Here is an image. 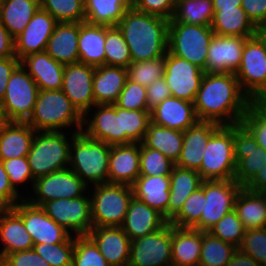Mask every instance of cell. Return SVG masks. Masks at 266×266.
I'll list each match as a JSON object with an SVG mask.
<instances>
[{"instance_id":"f907efd6","label":"cell","mask_w":266,"mask_h":266,"mask_svg":"<svg viewBox=\"0 0 266 266\" xmlns=\"http://www.w3.org/2000/svg\"><path fill=\"white\" fill-rule=\"evenodd\" d=\"M207 232L217 238H220L222 241L230 243L236 248H239L241 246L246 229L242 224V221L238 218L237 212L232 210Z\"/></svg>"},{"instance_id":"2e32d148","label":"cell","mask_w":266,"mask_h":266,"mask_svg":"<svg viewBox=\"0 0 266 266\" xmlns=\"http://www.w3.org/2000/svg\"><path fill=\"white\" fill-rule=\"evenodd\" d=\"M205 72L191 62L165 54L164 79L173 97L194 103Z\"/></svg>"},{"instance_id":"be15d7a7","label":"cell","mask_w":266,"mask_h":266,"mask_svg":"<svg viewBox=\"0 0 266 266\" xmlns=\"http://www.w3.org/2000/svg\"><path fill=\"white\" fill-rule=\"evenodd\" d=\"M20 64L17 57L0 58V101L5 96L8 80L14 69Z\"/></svg>"},{"instance_id":"74e56055","label":"cell","mask_w":266,"mask_h":266,"mask_svg":"<svg viewBox=\"0 0 266 266\" xmlns=\"http://www.w3.org/2000/svg\"><path fill=\"white\" fill-rule=\"evenodd\" d=\"M234 210L246 231L266 227V199L262 192H253L242 187Z\"/></svg>"},{"instance_id":"6da1fadb","label":"cell","mask_w":266,"mask_h":266,"mask_svg":"<svg viewBox=\"0 0 266 266\" xmlns=\"http://www.w3.org/2000/svg\"><path fill=\"white\" fill-rule=\"evenodd\" d=\"M251 99L234 73H206L194 100L198 120L235 125L246 114Z\"/></svg>"},{"instance_id":"f1b7e54d","label":"cell","mask_w":266,"mask_h":266,"mask_svg":"<svg viewBox=\"0 0 266 266\" xmlns=\"http://www.w3.org/2000/svg\"><path fill=\"white\" fill-rule=\"evenodd\" d=\"M79 22H58L46 47L47 54L64 65L79 62Z\"/></svg>"},{"instance_id":"f35d334b","label":"cell","mask_w":266,"mask_h":266,"mask_svg":"<svg viewBox=\"0 0 266 266\" xmlns=\"http://www.w3.org/2000/svg\"><path fill=\"white\" fill-rule=\"evenodd\" d=\"M142 143L148 148L160 151L176 163L182 151L183 132L151 122Z\"/></svg>"},{"instance_id":"1f68e13d","label":"cell","mask_w":266,"mask_h":266,"mask_svg":"<svg viewBox=\"0 0 266 266\" xmlns=\"http://www.w3.org/2000/svg\"><path fill=\"white\" fill-rule=\"evenodd\" d=\"M35 133L27 122H7L0 129V160L26 157Z\"/></svg>"},{"instance_id":"7402d4cb","label":"cell","mask_w":266,"mask_h":266,"mask_svg":"<svg viewBox=\"0 0 266 266\" xmlns=\"http://www.w3.org/2000/svg\"><path fill=\"white\" fill-rule=\"evenodd\" d=\"M87 236L110 266H128L131 240L121 227H93Z\"/></svg>"},{"instance_id":"6f0895ef","label":"cell","mask_w":266,"mask_h":266,"mask_svg":"<svg viewBox=\"0 0 266 266\" xmlns=\"http://www.w3.org/2000/svg\"><path fill=\"white\" fill-rule=\"evenodd\" d=\"M176 0H134L132 7L138 11L171 20Z\"/></svg>"},{"instance_id":"836d02e7","label":"cell","mask_w":266,"mask_h":266,"mask_svg":"<svg viewBox=\"0 0 266 266\" xmlns=\"http://www.w3.org/2000/svg\"><path fill=\"white\" fill-rule=\"evenodd\" d=\"M106 26L79 22V62L93 67L105 65Z\"/></svg>"},{"instance_id":"d6a6232c","label":"cell","mask_w":266,"mask_h":266,"mask_svg":"<svg viewBox=\"0 0 266 266\" xmlns=\"http://www.w3.org/2000/svg\"><path fill=\"white\" fill-rule=\"evenodd\" d=\"M202 231L172 225V266H199Z\"/></svg>"},{"instance_id":"8c879c8a","label":"cell","mask_w":266,"mask_h":266,"mask_svg":"<svg viewBox=\"0 0 266 266\" xmlns=\"http://www.w3.org/2000/svg\"><path fill=\"white\" fill-rule=\"evenodd\" d=\"M263 42H264V45H265V48H266V37H259Z\"/></svg>"},{"instance_id":"e575fe53","label":"cell","mask_w":266,"mask_h":266,"mask_svg":"<svg viewBox=\"0 0 266 266\" xmlns=\"http://www.w3.org/2000/svg\"><path fill=\"white\" fill-rule=\"evenodd\" d=\"M211 28L216 35L251 38L258 28L251 22L241 6L214 9Z\"/></svg>"},{"instance_id":"7dc6e473","label":"cell","mask_w":266,"mask_h":266,"mask_svg":"<svg viewBox=\"0 0 266 266\" xmlns=\"http://www.w3.org/2000/svg\"><path fill=\"white\" fill-rule=\"evenodd\" d=\"M174 166L160 151L140 143V176H170Z\"/></svg>"},{"instance_id":"680465c9","label":"cell","mask_w":266,"mask_h":266,"mask_svg":"<svg viewBox=\"0 0 266 266\" xmlns=\"http://www.w3.org/2000/svg\"><path fill=\"white\" fill-rule=\"evenodd\" d=\"M0 266H50L34 249L17 251L6 255Z\"/></svg>"},{"instance_id":"f6af8a7d","label":"cell","mask_w":266,"mask_h":266,"mask_svg":"<svg viewBox=\"0 0 266 266\" xmlns=\"http://www.w3.org/2000/svg\"><path fill=\"white\" fill-rule=\"evenodd\" d=\"M40 8L58 22H84V0H39Z\"/></svg>"},{"instance_id":"bcb514c9","label":"cell","mask_w":266,"mask_h":266,"mask_svg":"<svg viewBox=\"0 0 266 266\" xmlns=\"http://www.w3.org/2000/svg\"><path fill=\"white\" fill-rule=\"evenodd\" d=\"M240 123L266 151V100H251Z\"/></svg>"},{"instance_id":"44dd1931","label":"cell","mask_w":266,"mask_h":266,"mask_svg":"<svg viewBox=\"0 0 266 266\" xmlns=\"http://www.w3.org/2000/svg\"><path fill=\"white\" fill-rule=\"evenodd\" d=\"M248 38L214 35L207 53L206 73H236Z\"/></svg>"},{"instance_id":"03108f58","label":"cell","mask_w":266,"mask_h":266,"mask_svg":"<svg viewBox=\"0 0 266 266\" xmlns=\"http://www.w3.org/2000/svg\"><path fill=\"white\" fill-rule=\"evenodd\" d=\"M226 266H262L254 258L237 249Z\"/></svg>"},{"instance_id":"7bdbcfd3","label":"cell","mask_w":266,"mask_h":266,"mask_svg":"<svg viewBox=\"0 0 266 266\" xmlns=\"http://www.w3.org/2000/svg\"><path fill=\"white\" fill-rule=\"evenodd\" d=\"M105 65L128 68L131 63L129 47L117 26H106Z\"/></svg>"},{"instance_id":"ac0fdd59","label":"cell","mask_w":266,"mask_h":266,"mask_svg":"<svg viewBox=\"0 0 266 266\" xmlns=\"http://www.w3.org/2000/svg\"><path fill=\"white\" fill-rule=\"evenodd\" d=\"M92 109L95 112L91 115L93 118L89 119L88 115ZM81 131L89 138L111 146L123 144L122 108L115 104L94 105L83 115Z\"/></svg>"},{"instance_id":"cb8c5ba5","label":"cell","mask_w":266,"mask_h":266,"mask_svg":"<svg viewBox=\"0 0 266 266\" xmlns=\"http://www.w3.org/2000/svg\"><path fill=\"white\" fill-rule=\"evenodd\" d=\"M140 176V143L112 145L108 183L132 185Z\"/></svg>"},{"instance_id":"8992f818","label":"cell","mask_w":266,"mask_h":266,"mask_svg":"<svg viewBox=\"0 0 266 266\" xmlns=\"http://www.w3.org/2000/svg\"><path fill=\"white\" fill-rule=\"evenodd\" d=\"M214 35L211 26L185 24L171 19L168 51L206 72L208 48Z\"/></svg>"},{"instance_id":"d6986e66","label":"cell","mask_w":266,"mask_h":266,"mask_svg":"<svg viewBox=\"0 0 266 266\" xmlns=\"http://www.w3.org/2000/svg\"><path fill=\"white\" fill-rule=\"evenodd\" d=\"M94 71L95 67L81 62L66 64L64 68L61 90L82 115L95 105Z\"/></svg>"},{"instance_id":"b9f144b4","label":"cell","mask_w":266,"mask_h":266,"mask_svg":"<svg viewBox=\"0 0 266 266\" xmlns=\"http://www.w3.org/2000/svg\"><path fill=\"white\" fill-rule=\"evenodd\" d=\"M234 245L202 231V247L199 266H226L235 254Z\"/></svg>"},{"instance_id":"e7e4bbea","label":"cell","mask_w":266,"mask_h":266,"mask_svg":"<svg viewBox=\"0 0 266 266\" xmlns=\"http://www.w3.org/2000/svg\"><path fill=\"white\" fill-rule=\"evenodd\" d=\"M16 57L14 38L0 22V58Z\"/></svg>"},{"instance_id":"a7ac6f4b","label":"cell","mask_w":266,"mask_h":266,"mask_svg":"<svg viewBox=\"0 0 266 266\" xmlns=\"http://www.w3.org/2000/svg\"><path fill=\"white\" fill-rule=\"evenodd\" d=\"M242 0H213V9H229L241 6Z\"/></svg>"},{"instance_id":"ba28073f","label":"cell","mask_w":266,"mask_h":266,"mask_svg":"<svg viewBox=\"0 0 266 266\" xmlns=\"http://www.w3.org/2000/svg\"><path fill=\"white\" fill-rule=\"evenodd\" d=\"M236 167L233 125H221L209 138L197 172L203 181L234 180Z\"/></svg>"},{"instance_id":"8fae6325","label":"cell","mask_w":266,"mask_h":266,"mask_svg":"<svg viewBox=\"0 0 266 266\" xmlns=\"http://www.w3.org/2000/svg\"><path fill=\"white\" fill-rule=\"evenodd\" d=\"M242 186L235 180H204V206L194 229L207 232L227 213L234 210Z\"/></svg>"},{"instance_id":"484cf974","label":"cell","mask_w":266,"mask_h":266,"mask_svg":"<svg viewBox=\"0 0 266 266\" xmlns=\"http://www.w3.org/2000/svg\"><path fill=\"white\" fill-rule=\"evenodd\" d=\"M20 64L36 82L39 90H60L65 65L50 57L46 51L24 57Z\"/></svg>"},{"instance_id":"f546056e","label":"cell","mask_w":266,"mask_h":266,"mask_svg":"<svg viewBox=\"0 0 266 266\" xmlns=\"http://www.w3.org/2000/svg\"><path fill=\"white\" fill-rule=\"evenodd\" d=\"M127 68L103 65L95 67L93 96L95 105H113L127 80Z\"/></svg>"},{"instance_id":"4dcf8cb0","label":"cell","mask_w":266,"mask_h":266,"mask_svg":"<svg viewBox=\"0 0 266 266\" xmlns=\"http://www.w3.org/2000/svg\"><path fill=\"white\" fill-rule=\"evenodd\" d=\"M131 187L135 198L158 210L168 221L170 176H139Z\"/></svg>"},{"instance_id":"ffe728a7","label":"cell","mask_w":266,"mask_h":266,"mask_svg":"<svg viewBox=\"0 0 266 266\" xmlns=\"http://www.w3.org/2000/svg\"><path fill=\"white\" fill-rule=\"evenodd\" d=\"M57 24L49 12L39 8L23 32L14 38L15 56L21 61L30 54L45 51Z\"/></svg>"},{"instance_id":"d4e9b609","label":"cell","mask_w":266,"mask_h":266,"mask_svg":"<svg viewBox=\"0 0 266 266\" xmlns=\"http://www.w3.org/2000/svg\"><path fill=\"white\" fill-rule=\"evenodd\" d=\"M168 221L158 210L149 207L140 199L132 197L128 211L120 226L130 240L146 236L163 228Z\"/></svg>"},{"instance_id":"3957f363","label":"cell","mask_w":266,"mask_h":266,"mask_svg":"<svg viewBox=\"0 0 266 266\" xmlns=\"http://www.w3.org/2000/svg\"><path fill=\"white\" fill-rule=\"evenodd\" d=\"M27 123L35 131H62L83 127V115L60 90H39L34 110Z\"/></svg>"},{"instance_id":"753ad0ef","label":"cell","mask_w":266,"mask_h":266,"mask_svg":"<svg viewBox=\"0 0 266 266\" xmlns=\"http://www.w3.org/2000/svg\"><path fill=\"white\" fill-rule=\"evenodd\" d=\"M262 193H263V195H264V197L266 199V190H264Z\"/></svg>"},{"instance_id":"db71d44e","label":"cell","mask_w":266,"mask_h":266,"mask_svg":"<svg viewBox=\"0 0 266 266\" xmlns=\"http://www.w3.org/2000/svg\"><path fill=\"white\" fill-rule=\"evenodd\" d=\"M114 104L126 110H149L146 87L127 78L125 86Z\"/></svg>"},{"instance_id":"816d5d0a","label":"cell","mask_w":266,"mask_h":266,"mask_svg":"<svg viewBox=\"0 0 266 266\" xmlns=\"http://www.w3.org/2000/svg\"><path fill=\"white\" fill-rule=\"evenodd\" d=\"M33 249L50 266H72L74 235L66 242L58 244H34Z\"/></svg>"},{"instance_id":"8d00e7d4","label":"cell","mask_w":266,"mask_h":266,"mask_svg":"<svg viewBox=\"0 0 266 266\" xmlns=\"http://www.w3.org/2000/svg\"><path fill=\"white\" fill-rule=\"evenodd\" d=\"M39 8V0H1L0 22L16 38Z\"/></svg>"},{"instance_id":"4fadbf2b","label":"cell","mask_w":266,"mask_h":266,"mask_svg":"<svg viewBox=\"0 0 266 266\" xmlns=\"http://www.w3.org/2000/svg\"><path fill=\"white\" fill-rule=\"evenodd\" d=\"M89 188L90 185L88 186L70 168L60 169L36 178L32 189L34 195L26 196L25 199L33 205L41 206L46 201L78 198L86 194Z\"/></svg>"},{"instance_id":"603a6c76","label":"cell","mask_w":266,"mask_h":266,"mask_svg":"<svg viewBox=\"0 0 266 266\" xmlns=\"http://www.w3.org/2000/svg\"><path fill=\"white\" fill-rule=\"evenodd\" d=\"M220 126L211 121L197 120L184 131L182 151L175 165L197 171L201 167L209 138Z\"/></svg>"},{"instance_id":"52a82bcc","label":"cell","mask_w":266,"mask_h":266,"mask_svg":"<svg viewBox=\"0 0 266 266\" xmlns=\"http://www.w3.org/2000/svg\"><path fill=\"white\" fill-rule=\"evenodd\" d=\"M92 191L90 198L93 227H120L133 197L132 187L126 184L103 183L93 185Z\"/></svg>"},{"instance_id":"9c48e42d","label":"cell","mask_w":266,"mask_h":266,"mask_svg":"<svg viewBox=\"0 0 266 266\" xmlns=\"http://www.w3.org/2000/svg\"><path fill=\"white\" fill-rule=\"evenodd\" d=\"M39 93L36 82L19 64L12 72L1 101L8 122H27L33 113Z\"/></svg>"},{"instance_id":"5bb4252c","label":"cell","mask_w":266,"mask_h":266,"mask_svg":"<svg viewBox=\"0 0 266 266\" xmlns=\"http://www.w3.org/2000/svg\"><path fill=\"white\" fill-rule=\"evenodd\" d=\"M233 148L237 163L234 180L245 187L266 165V151L241 123L233 125Z\"/></svg>"},{"instance_id":"c3c4849f","label":"cell","mask_w":266,"mask_h":266,"mask_svg":"<svg viewBox=\"0 0 266 266\" xmlns=\"http://www.w3.org/2000/svg\"><path fill=\"white\" fill-rule=\"evenodd\" d=\"M204 206V181L184 202L180 212L169 222L180 228H193L201 218Z\"/></svg>"},{"instance_id":"7c38bea8","label":"cell","mask_w":266,"mask_h":266,"mask_svg":"<svg viewBox=\"0 0 266 266\" xmlns=\"http://www.w3.org/2000/svg\"><path fill=\"white\" fill-rule=\"evenodd\" d=\"M40 207L58 225L75 236H87L93 228L91 198L88 195L46 201Z\"/></svg>"},{"instance_id":"ee69618b","label":"cell","mask_w":266,"mask_h":266,"mask_svg":"<svg viewBox=\"0 0 266 266\" xmlns=\"http://www.w3.org/2000/svg\"><path fill=\"white\" fill-rule=\"evenodd\" d=\"M151 122L150 110L122 109L123 144L142 143Z\"/></svg>"},{"instance_id":"30bf717a","label":"cell","mask_w":266,"mask_h":266,"mask_svg":"<svg viewBox=\"0 0 266 266\" xmlns=\"http://www.w3.org/2000/svg\"><path fill=\"white\" fill-rule=\"evenodd\" d=\"M235 75L242 91L251 100H266V48L257 35L245 41Z\"/></svg>"},{"instance_id":"9a60e30c","label":"cell","mask_w":266,"mask_h":266,"mask_svg":"<svg viewBox=\"0 0 266 266\" xmlns=\"http://www.w3.org/2000/svg\"><path fill=\"white\" fill-rule=\"evenodd\" d=\"M172 225L131 241L128 266H172Z\"/></svg>"},{"instance_id":"ab89813d","label":"cell","mask_w":266,"mask_h":266,"mask_svg":"<svg viewBox=\"0 0 266 266\" xmlns=\"http://www.w3.org/2000/svg\"><path fill=\"white\" fill-rule=\"evenodd\" d=\"M131 6L128 0H84L85 22L116 26Z\"/></svg>"},{"instance_id":"94428289","label":"cell","mask_w":266,"mask_h":266,"mask_svg":"<svg viewBox=\"0 0 266 266\" xmlns=\"http://www.w3.org/2000/svg\"><path fill=\"white\" fill-rule=\"evenodd\" d=\"M146 91L147 106L150 111L159 103H162L166 98L172 96L169 90V86L164 77L157 79L153 83H151L148 87H146Z\"/></svg>"},{"instance_id":"d590c367","label":"cell","mask_w":266,"mask_h":266,"mask_svg":"<svg viewBox=\"0 0 266 266\" xmlns=\"http://www.w3.org/2000/svg\"><path fill=\"white\" fill-rule=\"evenodd\" d=\"M202 181L196 170L174 166L170 174L168 222L180 212L186 199L201 186Z\"/></svg>"},{"instance_id":"6125c7cd","label":"cell","mask_w":266,"mask_h":266,"mask_svg":"<svg viewBox=\"0 0 266 266\" xmlns=\"http://www.w3.org/2000/svg\"><path fill=\"white\" fill-rule=\"evenodd\" d=\"M241 7L257 28L266 21V0H242Z\"/></svg>"},{"instance_id":"9f6ffc18","label":"cell","mask_w":266,"mask_h":266,"mask_svg":"<svg viewBox=\"0 0 266 266\" xmlns=\"http://www.w3.org/2000/svg\"><path fill=\"white\" fill-rule=\"evenodd\" d=\"M2 163L7 175L9 176L10 184L17 193H19L18 185H22L26 182L29 183V181H31L33 189L35 178L31 173L27 156L11 158L2 161Z\"/></svg>"},{"instance_id":"11a10c76","label":"cell","mask_w":266,"mask_h":266,"mask_svg":"<svg viewBox=\"0 0 266 266\" xmlns=\"http://www.w3.org/2000/svg\"><path fill=\"white\" fill-rule=\"evenodd\" d=\"M238 249L266 266V227L247 230Z\"/></svg>"},{"instance_id":"e0dca14e","label":"cell","mask_w":266,"mask_h":266,"mask_svg":"<svg viewBox=\"0 0 266 266\" xmlns=\"http://www.w3.org/2000/svg\"><path fill=\"white\" fill-rule=\"evenodd\" d=\"M22 218L34 244L66 242L72 234L50 218L40 206L23 199L12 207Z\"/></svg>"},{"instance_id":"f5cc1de1","label":"cell","mask_w":266,"mask_h":266,"mask_svg":"<svg viewBox=\"0 0 266 266\" xmlns=\"http://www.w3.org/2000/svg\"><path fill=\"white\" fill-rule=\"evenodd\" d=\"M72 266H110L88 236L74 235Z\"/></svg>"},{"instance_id":"7a4b0ae2","label":"cell","mask_w":266,"mask_h":266,"mask_svg":"<svg viewBox=\"0 0 266 266\" xmlns=\"http://www.w3.org/2000/svg\"><path fill=\"white\" fill-rule=\"evenodd\" d=\"M170 20L147 14L132 6L116 25L129 47L131 62L165 57Z\"/></svg>"},{"instance_id":"003e7915","label":"cell","mask_w":266,"mask_h":266,"mask_svg":"<svg viewBox=\"0 0 266 266\" xmlns=\"http://www.w3.org/2000/svg\"><path fill=\"white\" fill-rule=\"evenodd\" d=\"M245 188L253 192H263L266 190V165L255 175Z\"/></svg>"},{"instance_id":"89a4df30","label":"cell","mask_w":266,"mask_h":266,"mask_svg":"<svg viewBox=\"0 0 266 266\" xmlns=\"http://www.w3.org/2000/svg\"><path fill=\"white\" fill-rule=\"evenodd\" d=\"M258 37H266V21L258 28Z\"/></svg>"},{"instance_id":"4316f807","label":"cell","mask_w":266,"mask_h":266,"mask_svg":"<svg viewBox=\"0 0 266 266\" xmlns=\"http://www.w3.org/2000/svg\"><path fill=\"white\" fill-rule=\"evenodd\" d=\"M151 120L156 125L184 132L198 118L194 103L171 96L151 110Z\"/></svg>"},{"instance_id":"681fc988","label":"cell","mask_w":266,"mask_h":266,"mask_svg":"<svg viewBox=\"0 0 266 266\" xmlns=\"http://www.w3.org/2000/svg\"><path fill=\"white\" fill-rule=\"evenodd\" d=\"M165 72V57L153 60L131 62L127 68L129 80L148 87L155 80L163 78Z\"/></svg>"},{"instance_id":"2644e50d","label":"cell","mask_w":266,"mask_h":266,"mask_svg":"<svg viewBox=\"0 0 266 266\" xmlns=\"http://www.w3.org/2000/svg\"><path fill=\"white\" fill-rule=\"evenodd\" d=\"M8 121L6 120L3 109H2V104L0 101V129L7 123Z\"/></svg>"},{"instance_id":"5b68a950","label":"cell","mask_w":266,"mask_h":266,"mask_svg":"<svg viewBox=\"0 0 266 266\" xmlns=\"http://www.w3.org/2000/svg\"><path fill=\"white\" fill-rule=\"evenodd\" d=\"M66 134L64 131H36L27 155L35 179L69 168L70 145L76 130L69 136L71 141Z\"/></svg>"},{"instance_id":"91938a15","label":"cell","mask_w":266,"mask_h":266,"mask_svg":"<svg viewBox=\"0 0 266 266\" xmlns=\"http://www.w3.org/2000/svg\"><path fill=\"white\" fill-rule=\"evenodd\" d=\"M22 196L11 186L9 176L0 160V209L14 207L19 201L25 199Z\"/></svg>"},{"instance_id":"83f0119b","label":"cell","mask_w":266,"mask_h":266,"mask_svg":"<svg viewBox=\"0 0 266 266\" xmlns=\"http://www.w3.org/2000/svg\"><path fill=\"white\" fill-rule=\"evenodd\" d=\"M0 261L8 254L33 249L32 237L21 216L13 208L0 209Z\"/></svg>"},{"instance_id":"60d3db41","label":"cell","mask_w":266,"mask_h":266,"mask_svg":"<svg viewBox=\"0 0 266 266\" xmlns=\"http://www.w3.org/2000/svg\"><path fill=\"white\" fill-rule=\"evenodd\" d=\"M213 18V0H176L175 22L211 26Z\"/></svg>"},{"instance_id":"277c9868","label":"cell","mask_w":266,"mask_h":266,"mask_svg":"<svg viewBox=\"0 0 266 266\" xmlns=\"http://www.w3.org/2000/svg\"><path fill=\"white\" fill-rule=\"evenodd\" d=\"M110 150L111 145L77 132L70 145L69 168L87 185L108 183Z\"/></svg>"}]
</instances>
